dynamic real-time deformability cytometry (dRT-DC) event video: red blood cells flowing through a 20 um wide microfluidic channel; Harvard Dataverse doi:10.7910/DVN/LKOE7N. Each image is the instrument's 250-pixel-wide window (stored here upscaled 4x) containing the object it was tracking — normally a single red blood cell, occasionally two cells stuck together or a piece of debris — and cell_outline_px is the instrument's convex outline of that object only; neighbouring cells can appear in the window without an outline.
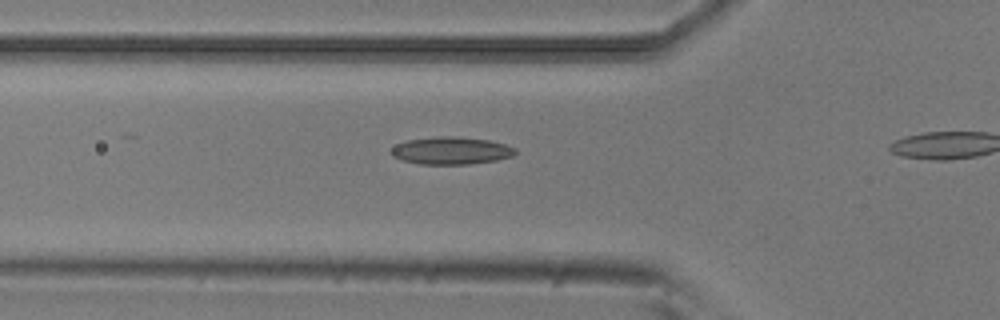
{"species": "common noctule bat (a hibernating species)", "species_latin": "Nyctalus noctula", "temperature_condition": "room temperature", "stored_images_in_passage": 18, "camera_frame_rate_fps": 3000, "um_per_image_px": 0.085, "animal": {"sex": "male", "body_mass_g": 20.5, "forearm_length_mm": 52.5}, "frame": {"image": 1, "passage_image": 13, "time_ms": 4.0, "image_size_px": [1000, 320], "cell_outline_px": [[516, 152], [512, 156], [496, 160], [468, 164], [420, 164], [400, 160], [392, 156], [388, 152], [396, 144], [408, 140], [436, 136], [460, 136], [488, 140], [504, 144], [516, 148]], "centroid_in_image_um": [38.3, 12.8], "position_along_channel_um": 87.5, "area_um2": 20.0}}
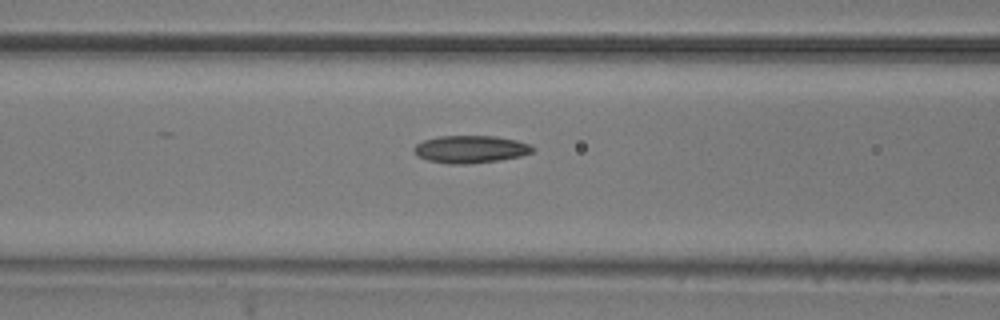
{"frame": {"image": 2, "passage_image": 16, "time_ms": 5.0, "image_size_px": [1000, 320], "cell_outline_px": [[536, 148], [532, 152], [520, 156], [500, 160], [468, 164], [448, 164], [428, 160], [416, 156], [412, 152], [412, 148], [416, 144], [424, 140], [440, 136], [496, 136], [516, 140], [532, 144]], "centroid_in_image_um": [39.98, 12.69], "position_along_channel_um": 126.6, "area_um2": 19.25}}